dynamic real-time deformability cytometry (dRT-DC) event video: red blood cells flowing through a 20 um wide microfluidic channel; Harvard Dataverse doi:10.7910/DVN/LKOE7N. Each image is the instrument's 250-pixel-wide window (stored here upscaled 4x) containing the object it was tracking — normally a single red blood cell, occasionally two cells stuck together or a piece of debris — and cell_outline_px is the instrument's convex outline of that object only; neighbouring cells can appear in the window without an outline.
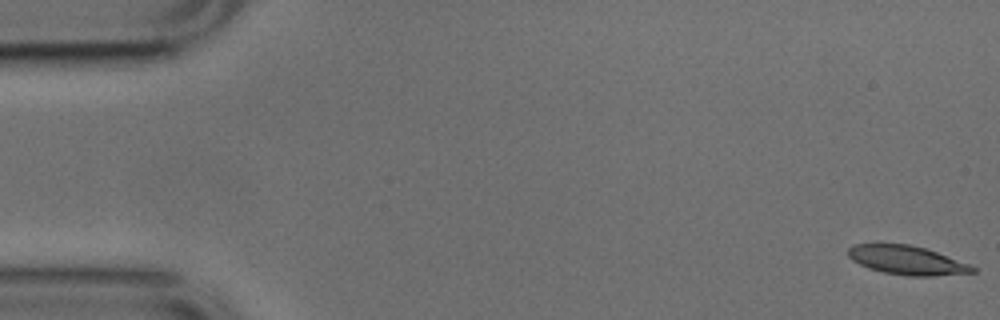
{"species": "common noctule bat (a hibernating species)", "species_latin": "Nyctalus noctula", "temperature_condition": "cold", "stored_images_in_passage": 52, "camera_frame_rate_fps": 3000, "um_per_image_px": 0.085, "animal": {"sex": "male", "body_mass_g": 17.9, "forearm_length_mm": 54.2}, "frame": {"image": 1, "passage_image": 1, "time_ms": 0.0, "image_size_px": [1000, 320], "cell_outline_px": [[976, 272], [932, 276], [908, 276], [884, 272], [868, 268], [852, 260], [848, 256], [848, 248], [856, 244], [908, 244], [924, 248], [936, 252], [968, 264], [976, 268]], "centroid_in_image_um": [77.06, 22.12], "position_along_channel_um": 7.9, "area_um2": 20.63}}
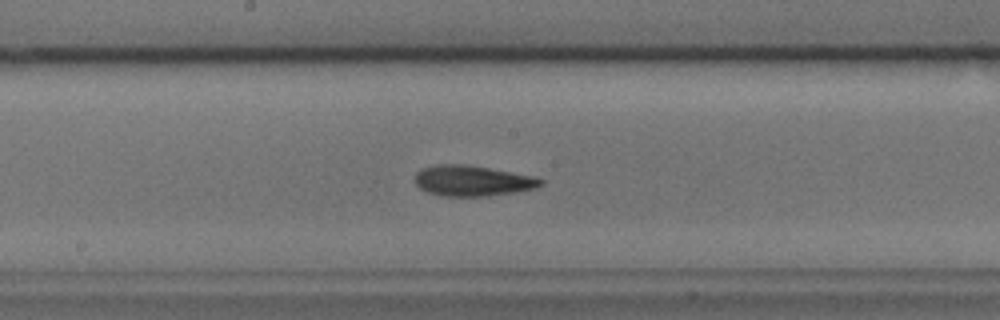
{"frame": {"image": 2, "passage_image": 27, "time_ms": 8.667, "image_size_px": [1000, 320], "cell_outline_px": [[544, 184], [536, 188], [516, 192], [488, 196], [440, 196], [428, 192], [420, 188], [416, 184], [416, 172], [420, 168], [436, 164], [464, 164], [488, 168], [532, 176], [544, 180]], "centroid_in_image_um": [40.14, 15.37], "position_along_channel_um": 208.1, "area_um2": 22.43}}
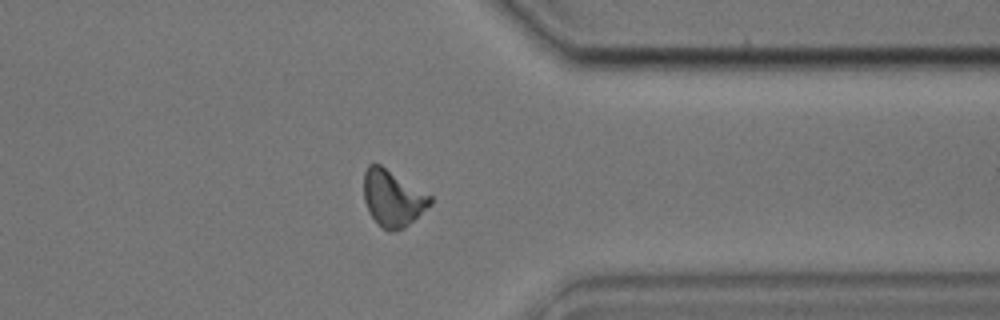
{"frame": {"image": 3, "passage_image": 41, "time_ms": 13.333, "image_size_px": [1000, 320], "cell_outline_px": [[432, 204], [404, 228], [392, 232], [388, 232], [368, 212], [364, 200], [364, 172], [368, 164], [380, 164], [432, 196]], "centroid_in_image_um": [33.38, 16.84], "position_along_channel_um": 378.0, "area_um2": 21.68}, "authors_computed_cell_mechanics": {"area_um2": 21.5016, "velocity_mm_per_s": 3.7971, "shape_relaxation_time_tau1_ms": 3.3383, "shape_relaxation_time_tau2_ms": 3.1189, "deformation_change_tau1": 0.1408, "deformation_change_tau2": 0.1302}}